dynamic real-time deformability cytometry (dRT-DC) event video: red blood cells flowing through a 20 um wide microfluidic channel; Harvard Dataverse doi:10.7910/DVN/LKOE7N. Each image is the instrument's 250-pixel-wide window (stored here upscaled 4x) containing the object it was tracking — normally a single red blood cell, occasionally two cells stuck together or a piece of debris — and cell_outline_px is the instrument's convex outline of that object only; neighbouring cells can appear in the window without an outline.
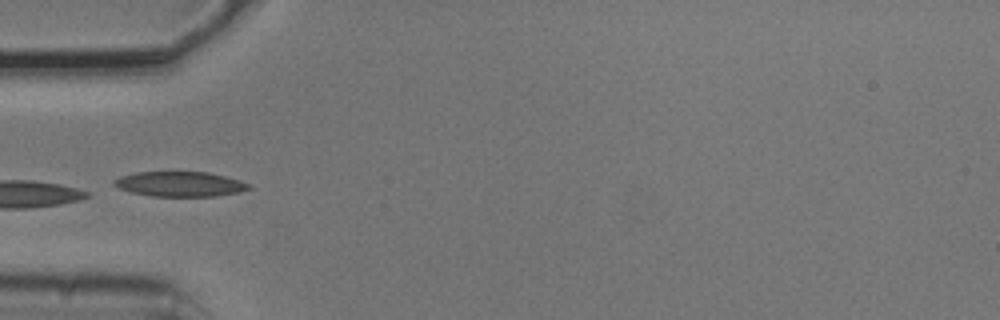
{"species": "common noctule bat (a hibernating species)", "species_latin": "Nyctalus noctula", "temperature_condition": "cold", "stored_images_in_passage": 4, "camera_frame_rate_fps": 3000, "um_per_image_px": 0.085, "animal": {"sex": "male", "body_mass_g": 20.5, "forearm_length_mm": 52.5}, "frame": {"image": 1, "passage_image": 4, "time_ms": 1.0, "image_size_px": [1000, 320], "cell_outline_px": [[252, 188], [236, 192], [216, 196], [152, 196], [132, 192], [120, 188], [112, 184], [112, 180], [120, 176], [136, 172], [208, 172], [240, 180], [248, 184]], "centroid_in_image_um": [15.26, 15.64], "position_along_channel_um": 69.7, "area_um2": 19.42}}